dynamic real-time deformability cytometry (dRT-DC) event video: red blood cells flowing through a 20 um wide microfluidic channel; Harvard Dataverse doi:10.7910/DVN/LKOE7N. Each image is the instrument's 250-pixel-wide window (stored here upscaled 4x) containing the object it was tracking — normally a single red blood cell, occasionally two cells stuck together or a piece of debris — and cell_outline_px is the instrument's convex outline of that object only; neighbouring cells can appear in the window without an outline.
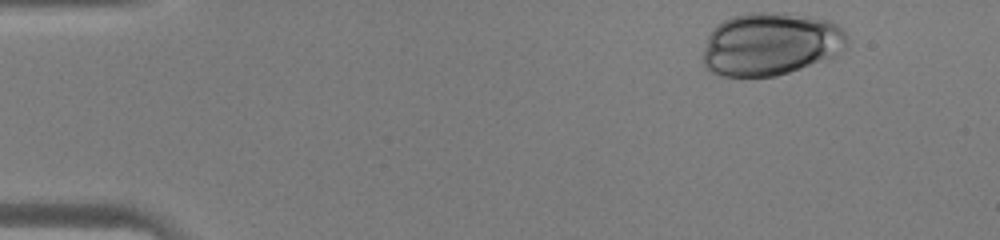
{"species": "human", "species_latin": "Homo sapiens", "temperature_condition": "warm", "stored_images_in_passage": 33, "camera_frame_rate_fps": 3000, "um_per_image_px": 0.085, "donor": {"sex": "male"}, "frame": {"image": 1, "passage_image": 1, "time_ms": 0.0, "image_size_px": [1000, 240], "cell_outline_px": [[848, 40], [844, 48], [832, 56], [800, 68], [776, 76], [720, 76], [704, 68], [704, 48], [708, 36], [712, 28], [716, 24], [732, 16], [748, 12], [764, 12], [808, 16], [828, 20], [836, 24], [848, 36]], "centroid_in_image_um": [65.45, 3.73], "position_along_channel_um": 19.5, "area_um2": 52.54}}
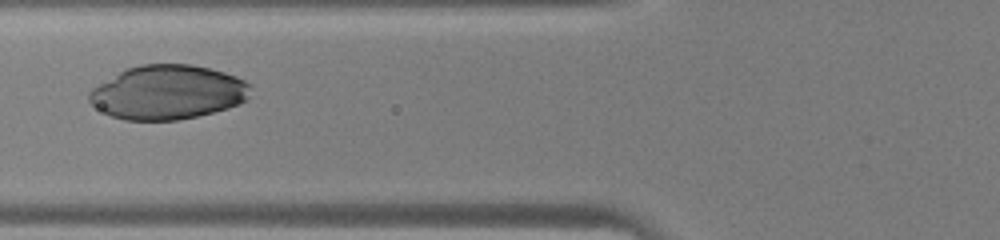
{"frame": {"image": 2, "passage_image": 14, "time_ms": 4.333, "image_size_px": [1000, 240], "cell_outline_px": [[248, 100], [240, 104], [228, 108], [196, 116], [176, 120], [124, 120], [112, 116], [104, 112], [92, 104], [88, 100], [88, 92], [92, 88], [120, 72], [128, 68], [140, 64], [192, 64], [224, 72], [236, 76], [244, 80], [248, 84]], "centroid_in_image_um": [14.26, 7.84], "position_along_channel_um": 111.5, "area_um2": 50.63}}
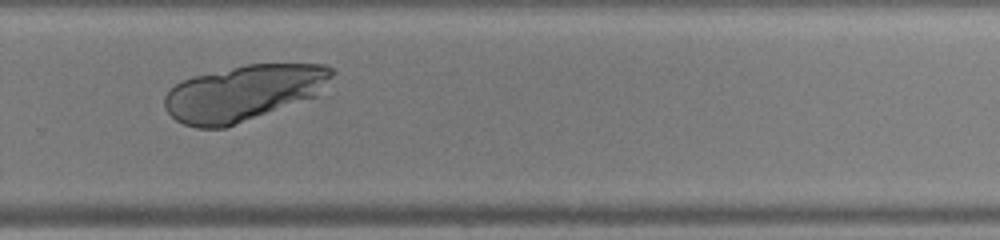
{"frame": {"image": 3, "passage_image": 27, "time_ms": 8.667, "image_size_px": [1000, 240], "cell_outline_px": [[332, 76], [320, 96], [224, 128], [196, 128], [184, 124], [176, 120], [164, 108], [164, 96], [176, 84], [184, 80], [196, 76], [248, 64], [328, 64], [332, 68]], "centroid_in_image_um": [20.76, 7.91], "position_along_channel_um": 309.0, "area_um2": 54.39}}